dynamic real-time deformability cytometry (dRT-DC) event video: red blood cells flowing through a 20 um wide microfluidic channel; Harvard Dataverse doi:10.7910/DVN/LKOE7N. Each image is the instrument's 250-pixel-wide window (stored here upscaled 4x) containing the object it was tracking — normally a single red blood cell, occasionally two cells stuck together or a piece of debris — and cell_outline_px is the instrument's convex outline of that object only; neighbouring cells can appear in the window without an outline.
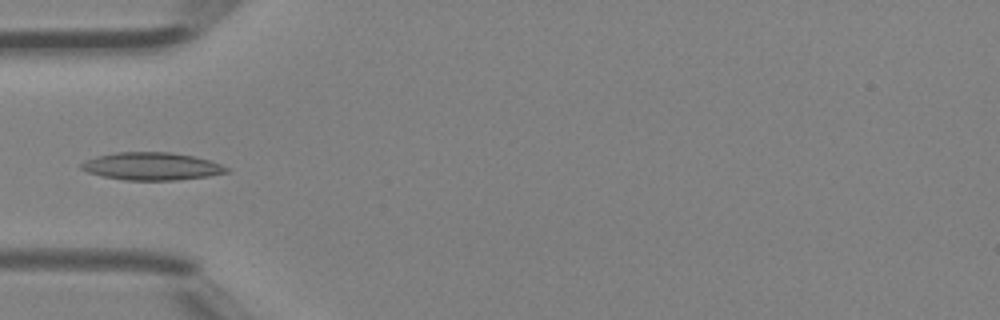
{"species": "Egyptian fruit bat (a non-hibernating species)", "species_latin": "Rousettus aegyptiacus", "temperature_condition": "room temperature", "stored_images_in_passage": 5, "camera_frame_rate_fps": 3000, "um_per_image_px": 0.085, "animal": {"sex": "female"}, "frame": {"image": 1, "passage_image": 4, "time_ms": 1.0, "image_size_px": [1000, 320], "cell_outline_px": [[232, 172], [208, 176], [176, 180], [124, 180], [104, 176], [88, 172], [80, 168], [80, 164], [96, 156], [116, 152], [172, 152], [196, 156], [220, 164], [228, 168]], "centroid_in_image_um": [12.93, 14.13], "position_along_channel_um": 72.1, "area_um2": 23.41}}
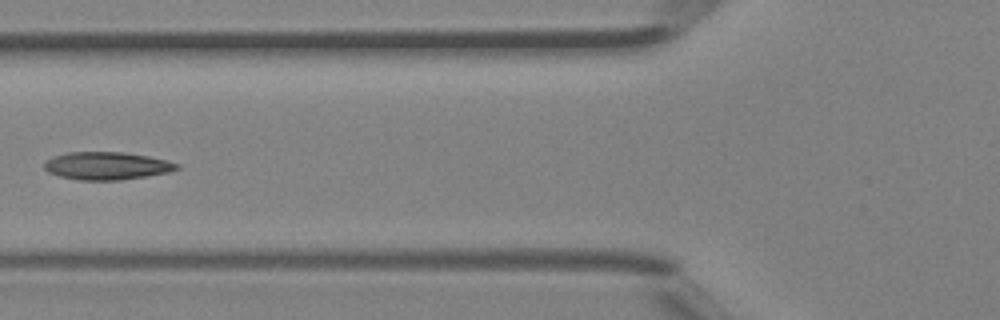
{"frame": {"image": 2, "passage_image": 5, "time_ms": 1.333, "image_size_px": [1000, 320], "cell_outline_px": [[180, 168], [168, 172], [120, 180], [80, 180], [60, 176], [48, 172], [44, 168], [44, 160], [52, 156], [68, 152], [124, 152], [148, 156], [168, 160], [180, 164]], "centroid_in_image_um": [9.06, 14.08], "position_along_channel_um": 116.7, "area_um2": 21.5}}